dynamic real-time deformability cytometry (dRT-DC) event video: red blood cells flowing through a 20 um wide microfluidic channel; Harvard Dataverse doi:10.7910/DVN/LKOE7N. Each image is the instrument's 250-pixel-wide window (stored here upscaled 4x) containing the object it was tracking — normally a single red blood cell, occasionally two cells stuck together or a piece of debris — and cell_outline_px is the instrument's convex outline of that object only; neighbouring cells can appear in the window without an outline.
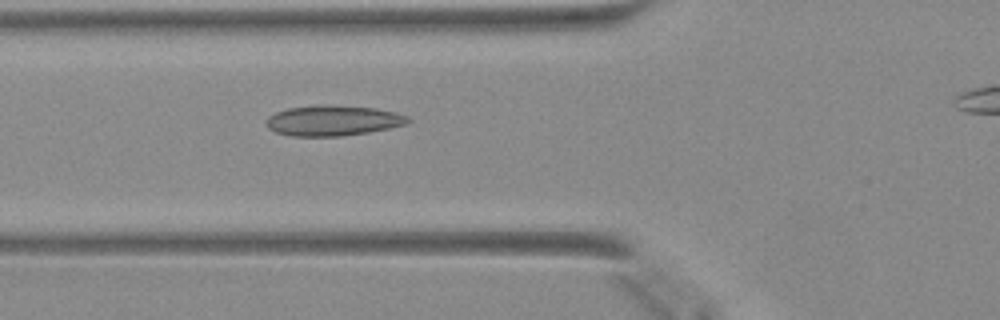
{"species": "Egyptian fruit bat (a non-hibernating species)", "species_latin": "Rousettus aegyptiacus", "temperature_condition": "warm", "stored_images_in_passage": 29, "camera_frame_rate_fps": 3000, "um_per_image_px": 0.085, "animal": {"sex": "female"}, "frame": {"image": 1, "passage_image": 5, "time_ms": 1.333, "image_size_px": [1000, 320], "cell_outline_px": [[412, 120], [404, 124], [388, 128], [368, 132], [340, 136], [292, 136], [276, 132], [268, 128], [264, 124], [264, 120], [268, 116], [276, 112], [288, 108], [320, 104], [328, 104], [376, 108], [396, 112], [408, 116]], "centroid_in_image_um": [28.26, 10.23], "position_along_channel_um": 97.5, "area_um2": 25.32}}
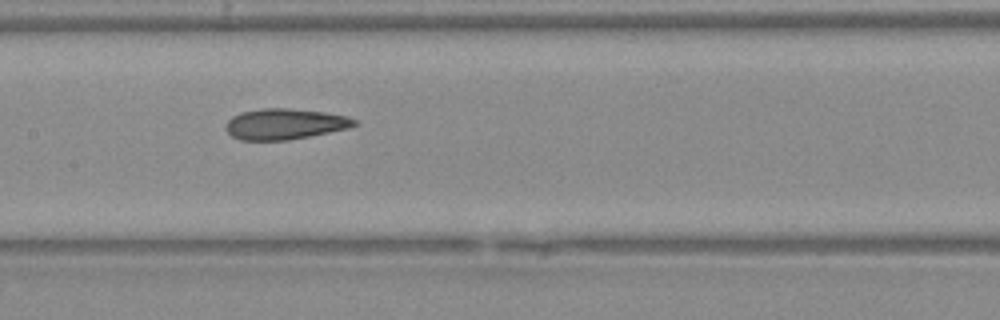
{"frame": {"image": 2, "passage_image": 11, "time_ms": 3.333, "image_size_px": [1000, 320], "cell_outline_px": [[360, 124], [348, 128], [288, 140], [240, 140], [232, 136], [224, 128], [224, 124], [232, 116], [240, 112], [264, 108], [292, 108], [324, 112], [348, 116], [356, 120]], "centroid_in_image_um": [24.19, 10.53], "position_along_channel_um": 183.2, "area_um2": 23.18}}
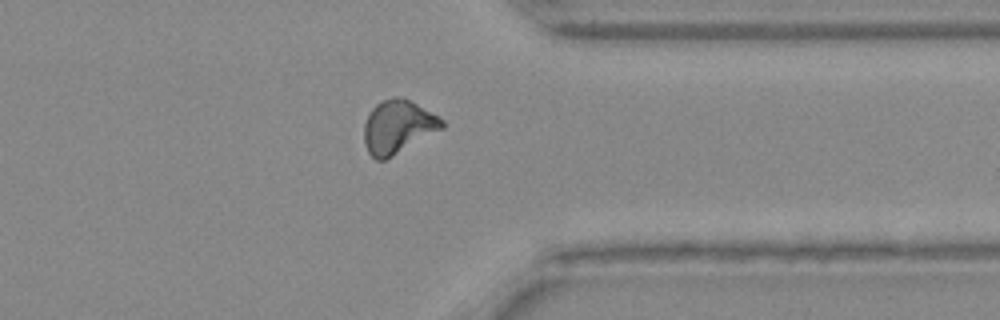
{"frame": {"image": 3, "passage_image": 25, "time_ms": 8.0, "image_size_px": [1000, 320], "cell_outline_px": [[444, 128], [392, 156], [384, 160], [376, 160], [368, 152], [364, 140], [364, 124], [372, 108], [380, 100], [396, 96], [404, 96], [444, 120]], "centroid_in_image_um": [33.82, 10.75], "position_along_channel_um": 377.6, "area_um2": 24.16}}